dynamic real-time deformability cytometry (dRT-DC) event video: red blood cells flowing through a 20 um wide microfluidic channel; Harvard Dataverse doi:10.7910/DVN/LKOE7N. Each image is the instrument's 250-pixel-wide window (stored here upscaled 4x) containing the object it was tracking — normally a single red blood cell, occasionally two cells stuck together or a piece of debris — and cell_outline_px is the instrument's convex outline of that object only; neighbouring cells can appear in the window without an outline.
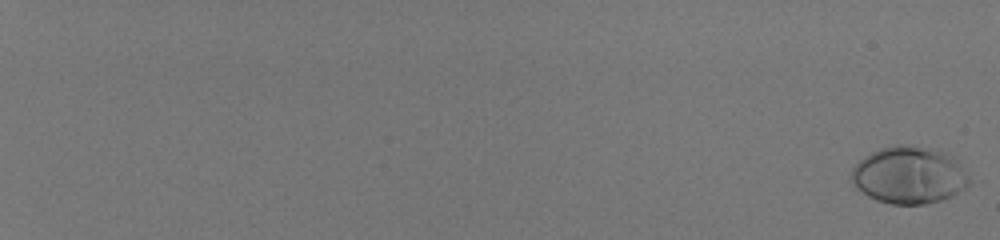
{"species": "human", "species_latin": "Homo sapiens", "temperature_condition": "room temperature", "stored_images_in_passage": 59, "camera_frame_rate_fps": 3000, "um_per_image_px": 0.085, "donor": {"sex": "male"}, "frame": {"image": 1, "passage_image": 1, "time_ms": 0.0, "image_size_px": [1000, 240], "cell_outline_px": [[968, 184], [964, 188], [952, 196], [940, 200], [924, 204], [892, 204], [876, 200], [868, 196], [856, 188], [852, 180], [852, 168], [864, 156], [880, 148], [896, 144], [900, 144], [932, 148], [944, 152], [952, 156], [956, 160], [968, 176]], "centroid_in_image_um": [77.25, 14.88], "position_along_channel_um": 7.8, "area_um2": 39.02}}
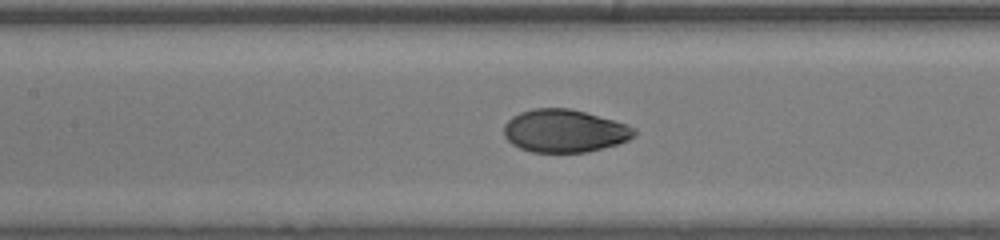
{"frame": {"image": 2, "passage_image": 35, "time_ms": 11.333, "image_size_px": [1000, 240], "cell_outline_px": [[636, 136], [628, 140], [616, 144], [588, 152], [532, 152], [520, 148], [512, 144], [504, 136], [504, 124], [512, 116], [520, 112], [532, 108], [568, 108], [584, 112], [628, 124], [636, 128]], "centroid_in_image_um": [47.98, 11.12], "position_along_channel_um": 159.4, "area_um2": 32.6}}
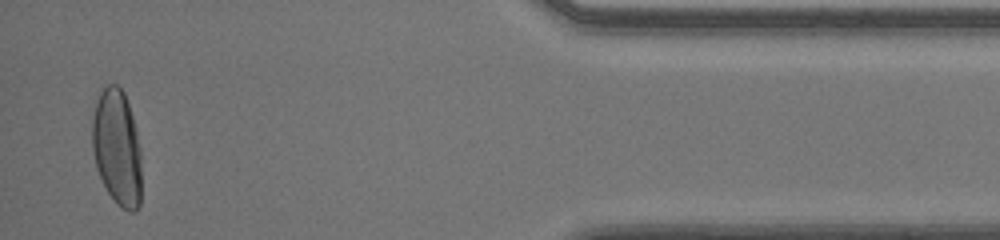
{"frame": {"image": 3, "passage_image": 58, "time_ms": 19.0, "image_size_px": [1000, 240], "cell_outline_px": [[140, 204], [136, 212], [128, 212], [120, 208], [116, 204], [108, 192], [96, 168], [92, 148], [92, 116], [96, 92], [100, 88], [108, 84], [116, 84], [124, 92], [132, 116], [140, 148]], "centroid_in_image_um": [9.91, 12.51], "position_along_channel_um": 425.3, "area_um2": 33.81}, "authors_computed_cell_mechanics": {"area_um2": 33.4662, "velocity_mm_per_s": 4.0345, "shape_relaxation_time_tau1_ms": 3.2468, "shape_relaxation_time_tau2_ms": null, "deformation_change_tau1": 0.1986, "deformation_change_tau2": null}}